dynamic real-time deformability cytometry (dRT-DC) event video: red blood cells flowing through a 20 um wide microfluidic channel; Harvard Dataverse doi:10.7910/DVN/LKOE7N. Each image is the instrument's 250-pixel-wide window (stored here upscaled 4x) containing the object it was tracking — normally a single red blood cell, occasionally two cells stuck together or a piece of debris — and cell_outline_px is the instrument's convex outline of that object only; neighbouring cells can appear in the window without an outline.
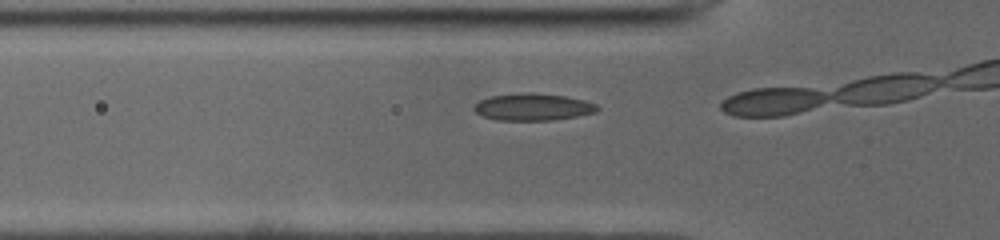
{"species": "common noctule bat (a hibernating species)", "species_latin": "Nyctalus noctula", "temperature_condition": "cold", "stored_images_in_passage": 8, "camera_frame_rate_fps": 3000, "um_per_image_px": 0.085, "animal": {"sex": "male", "body_mass_g": 19.0, "forearm_length_mm": 50.8}, "frame": {"image": 1, "passage_image": 7, "time_ms": 2.0, "image_size_px": [1000, 240], "cell_outline_px": [[600, 108], [596, 112], [576, 116], [552, 120], [496, 120], [484, 116], [476, 112], [472, 108], [480, 100], [492, 96], [528, 92], [532, 92], [564, 96], [584, 100], [596, 104]], "centroid_in_image_um": [45.31, 9.09], "position_along_channel_um": 80.5, "area_um2": 19.25}}